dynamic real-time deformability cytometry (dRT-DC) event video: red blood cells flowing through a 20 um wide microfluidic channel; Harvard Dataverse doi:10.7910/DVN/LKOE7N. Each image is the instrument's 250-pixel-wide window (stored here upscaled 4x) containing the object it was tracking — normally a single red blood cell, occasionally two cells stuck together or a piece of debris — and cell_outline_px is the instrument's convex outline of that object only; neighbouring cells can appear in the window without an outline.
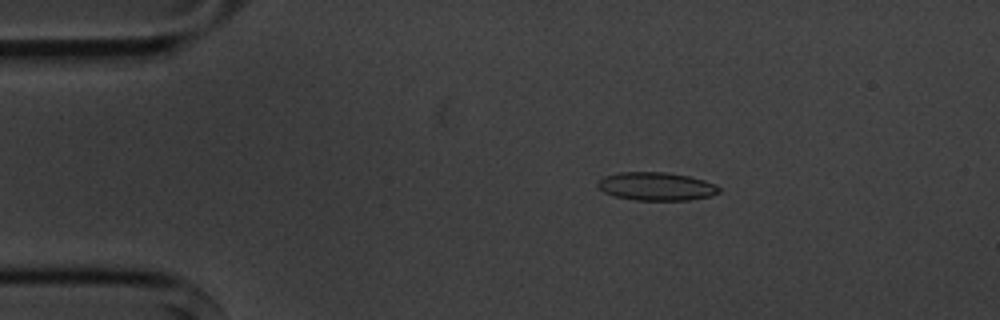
{"species": "common noctule bat (a hibernating species)", "species_latin": "Nyctalus noctula", "temperature_condition": "cold", "stored_images_in_passage": 6, "camera_frame_rate_fps": 3000, "um_per_image_px": 0.085, "animal": {"sex": "male", "body_mass_g": 20.1, "forearm_length_mm": 53.5}, "frame": {"image": 1, "passage_image": 3, "time_ms": 2.333, "image_size_px": [1000, 320], "cell_outline_px": [[720, 192], [712, 196], [688, 200], [636, 200], [616, 196], [604, 192], [596, 184], [604, 176], [620, 172], [664, 172], [688, 176], [704, 180], [716, 184], [720, 188]], "centroid_in_image_um": [55.82, 15.84], "position_along_channel_um": 29.2, "area_um2": 19.88}}
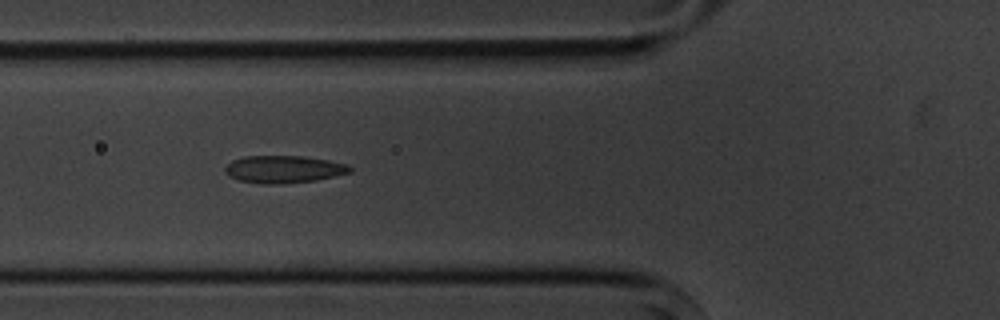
{"frame": {"image": 2, "passage_image": 5, "time_ms": 5.667, "image_size_px": [1000, 320], "cell_outline_px": [[352, 172], [316, 180], [284, 184], [260, 184], [240, 180], [228, 176], [224, 172], [224, 168], [232, 160], [244, 156], [304, 156], [328, 160], [348, 164], [352, 168]], "centroid_in_image_um": [24.11, 14.39], "position_along_channel_um": 101.7, "area_um2": 20.11}}
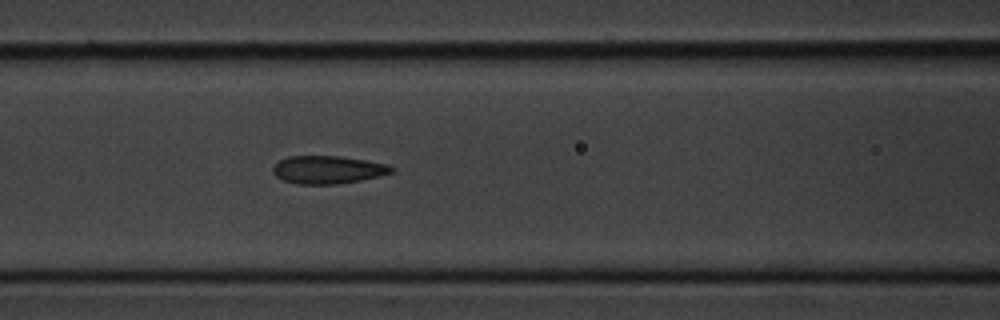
{"frame": {"image": 3, "passage_image": 6, "time_ms": 6.667, "image_size_px": [1000, 320], "cell_outline_px": [[392, 172], [380, 176], [360, 180], [336, 184], [296, 184], [284, 180], [276, 176], [272, 172], [272, 164], [288, 156], [340, 156], [388, 164], [392, 168]], "centroid_in_image_um": [27.81, 14.42], "position_along_channel_um": 138.8, "area_um2": 19.25}}